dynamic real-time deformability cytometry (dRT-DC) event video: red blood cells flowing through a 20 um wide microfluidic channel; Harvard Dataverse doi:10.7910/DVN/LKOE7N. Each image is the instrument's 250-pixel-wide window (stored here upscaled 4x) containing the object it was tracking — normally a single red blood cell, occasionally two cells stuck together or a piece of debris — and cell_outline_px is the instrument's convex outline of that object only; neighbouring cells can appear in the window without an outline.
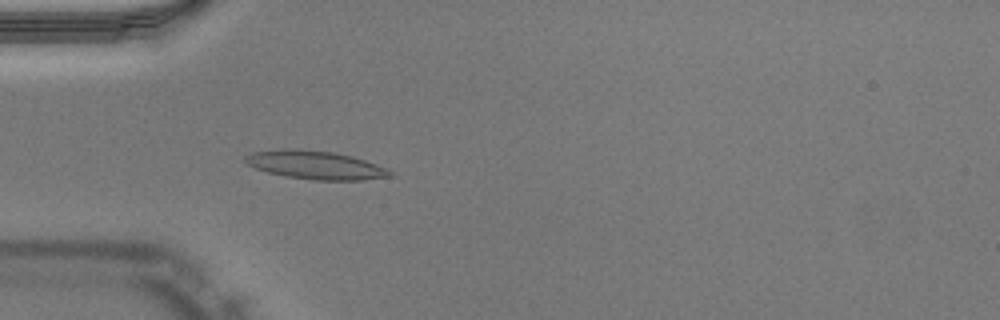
{"species": "Egyptian fruit bat (a non-hibernating species)", "species_latin": "Rousettus aegyptiacus", "temperature_condition": "warm", "stored_images_in_passage": 50, "camera_frame_rate_fps": 3000, "um_per_image_px": 0.085, "animal": {"sex": "male"}, "frame": {"image": 1, "passage_image": 15, "time_ms": 4.667, "image_size_px": [1000, 320], "cell_outline_px": [[396, 176], [360, 180], [312, 180], [288, 176], [268, 172], [256, 168], [248, 164], [244, 160], [244, 156], [252, 152], [284, 148], [300, 148], [332, 152], [352, 156], [388, 168], [396, 172]], "centroid_in_image_um": [26.86, 14.02], "position_along_channel_um": 58.1, "area_um2": 24.16}}
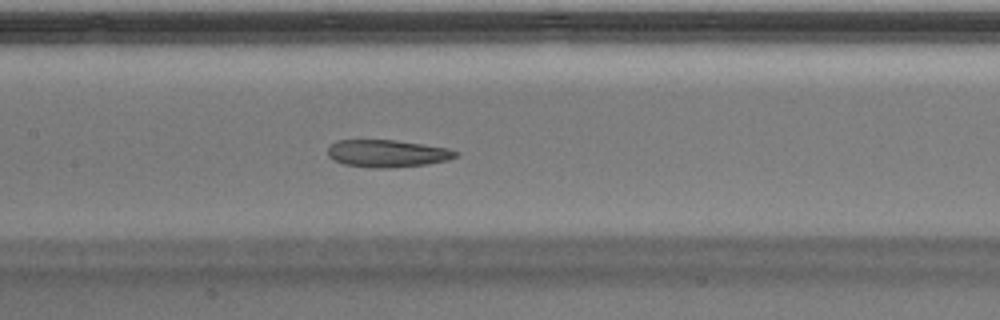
{"frame": {"image": 2, "passage_image": 24, "time_ms": 7.667, "image_size_px": [1000, 320], "cell_outline_px": [[460, 152], [456, 156], [448, 160], [428, 164], [384, 168], [368, 168], [344, 164], [332, 160], [328, 156], [328, 148], [336, 140], [396, 140], [448, 148]], "centroid_in_image_um": [32.9, 13.05], "position_along_channel_um": 174.5, "area_um2": 20.46}}
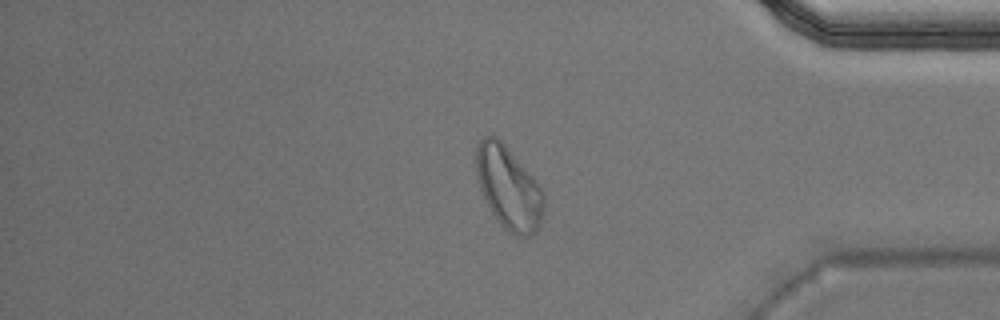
{"frame": {"image": 3, "passage_image": 42, "time_ms": 13.667, "image_size_px": [1000, 320], "cell_outline_px": [[544, 204], [540, 224], [532, 232], [524, 236], [516, 236], [492, 212], [480, 188], [476, 172], [476, 148], [480, 140], [484, 136], [496, 136], [504, 144], [536, 180], [544, 192]], "centroid_in_image_um": [43.23, 15.9], "position_along_channel_um": 392.0, "area_um2": 31.67}, "authors_computed_cell_mechanics": {"area_um2": 22.5998, "velocity_mm_per_s": 3.9863, "shape_relaxation_time_tau1_ms": null, "shape_relaxation_time_tau2_ms": 2.1063, "deformation_change_tau1": null, "deformation_change_tau2": 0.0888}}